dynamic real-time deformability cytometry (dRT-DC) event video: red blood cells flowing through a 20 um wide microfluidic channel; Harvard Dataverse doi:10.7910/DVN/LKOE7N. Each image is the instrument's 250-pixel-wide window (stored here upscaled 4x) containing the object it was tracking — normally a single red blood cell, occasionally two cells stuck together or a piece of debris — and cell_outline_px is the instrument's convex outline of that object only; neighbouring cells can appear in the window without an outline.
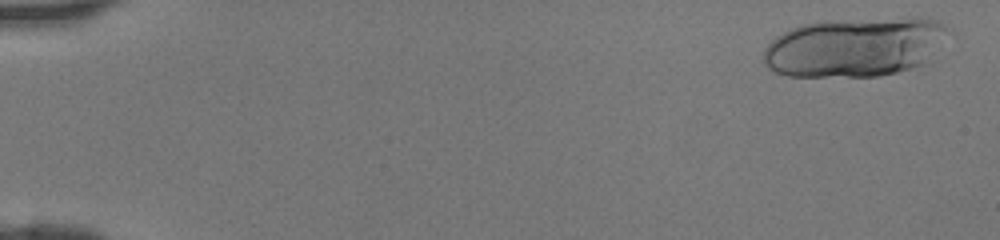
{"species": "human", "species_latin": "Homo sapiens", "temperature_condition": "room temperature", "stored_images_in_passage": 18, "camera_frame_rate_fps": 3000, "um_per_image_px": 0.085, "donor": {"sex": "female"}, "frame": {"image": 1, "passage_image": 2, "time_ms": 0.333, "image_size_px": [1000, 240], "cell_outline_px": [[956, 36], [924, 64], [912, 68], [880, 76], [788, 76], [776, 72], [768, 68], [764, 64], [764, 48], [776, 36], [792, 28], [804, 24], [916, 16], [920, 16], [940, 20], [952, 28], [956, 32]], "centroid_in_image_um": [72.87, 3.99], "position_along_channel_um": 12.1, "area_um2": 65.03}}
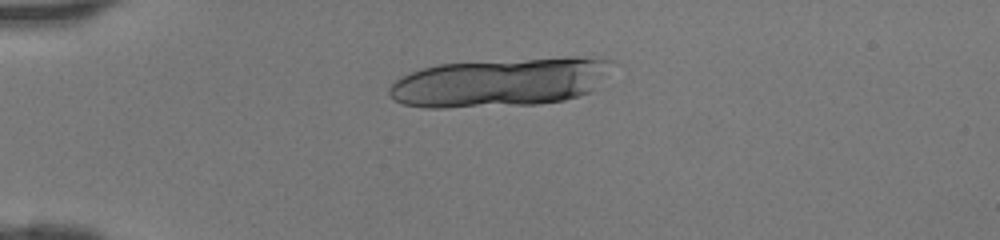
{"frame": {"image": 2, "passage_image": 12, "time_ms": 3.667, "image_size_px": [1000, 240], "cell_outline_px": [[616, 60], [592, 92], [564, 100], [536, 104], [444, 108], [424, 108], [404, 104], [388, 96], [388, 88], [400, 76], [424, 68], [440, 64], [568, 56], [576, 56]], "centroid_in_image_um": [42.52, 7.0], "position_along_channel_um": 42.5, "area_um2": 63.46}}